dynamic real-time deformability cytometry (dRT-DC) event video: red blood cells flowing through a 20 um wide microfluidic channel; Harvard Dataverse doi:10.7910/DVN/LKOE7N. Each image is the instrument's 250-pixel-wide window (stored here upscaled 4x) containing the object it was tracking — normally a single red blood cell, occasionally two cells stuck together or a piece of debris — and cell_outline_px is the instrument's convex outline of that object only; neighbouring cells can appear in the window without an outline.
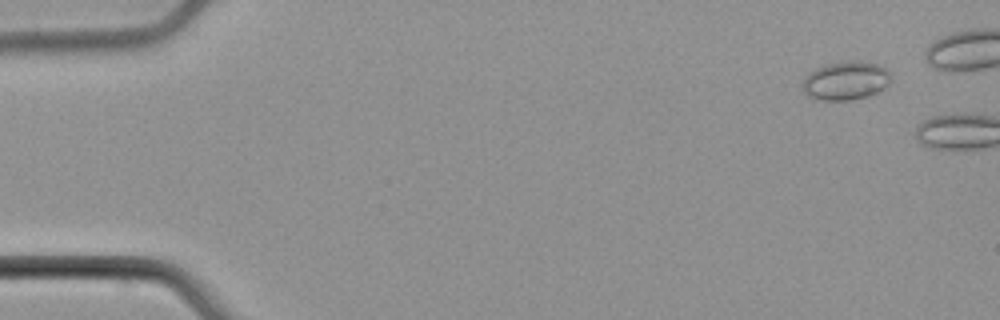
{"species": "common noctule bat (a hibernating species)", "species_latin": "Nyctalus noctula", "temperature_condition": "cold", "stored_images_in_passage": 2, "camera_frame_rate_fps": 3000, "um_per_image_px": 0.085, "animal": {"sex": "male", "body_mass_g": 21.5, "forearm_length_mm": 52.0}, "frame": {"image": 1, "passage_image": 1, "time_ms": 0.0, "image_size_px": [1000, 320], "cell_outline_px": [[892, 80], [884, 88], [868, 96], [852, 100], [824, 100], [808, 96], [804, 92], [800, 84], [816, 68], [824, 64], [848, 60], [856, 60], [876, 64], [888, 68], [892, 76]], "centroid_in_image_um": [71.92, 6.84], "position_along_channel_um": 13.1, "area_um2": 20.06}}